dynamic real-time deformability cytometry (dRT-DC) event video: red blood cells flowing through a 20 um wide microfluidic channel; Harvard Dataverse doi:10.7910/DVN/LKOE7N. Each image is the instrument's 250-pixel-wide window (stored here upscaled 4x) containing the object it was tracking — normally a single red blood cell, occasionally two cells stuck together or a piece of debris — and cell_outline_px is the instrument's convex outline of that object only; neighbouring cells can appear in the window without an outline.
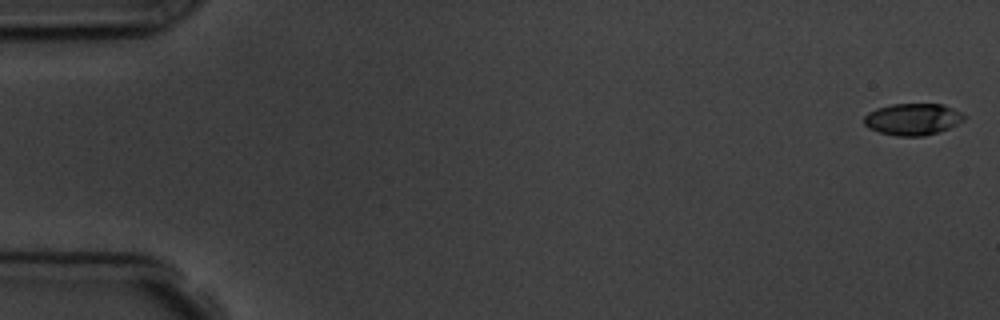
{"species": "common noctule bat (a hibernating species)", "species_latin": "Nyctalus noctula", "temperature_condition": "room temperature", "stored_images_in_passage": 6, "camera_frame_rate_fps": 3000, "um_per_image_px": 0.085, "animal": {"sex": "male", "body_mass_g": 19.5, "forearm_length_mm": 54.6}, "frame": {"image": 1, "passage_image": 1, "time_ms": 0.0, "image_size_px": [1000, 320], "cell_outline_px": [[968, 116], [964, 120], [948, 128], [924, 136], [896, 136], [880, 132], [868, 128], [864, 124], [864, 116], [868, 112], [876, 108], [892, 104], [944, 104]], "centroid_in_image_um": [77.57, 10.13], "position_along_channel_um": 7.4, "area_um2": 18.5}}
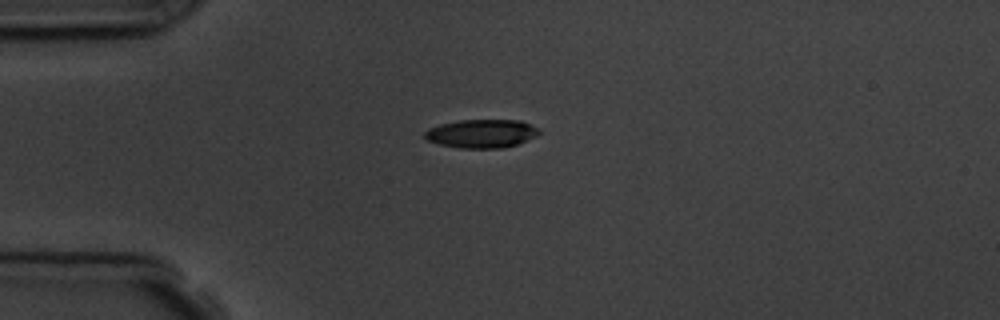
{"frame": {"image": 2, "passage_image": 5, "time_ms": 4.333, "image_size_px": [1000, 320], "cell_outline_px": [[540, 132], [536, 136], [516, 144], [500, 148], [460, 148], [440, 144], [428, 140], [424, 136], [424, 132], [428, 128], [440, 124], [460, 120], [520, 120], [540, 128]], "centroid_in_image_um": [40.93, 11.34], "position_along_channel_um": 44.1, "area_um2": 18.9}}